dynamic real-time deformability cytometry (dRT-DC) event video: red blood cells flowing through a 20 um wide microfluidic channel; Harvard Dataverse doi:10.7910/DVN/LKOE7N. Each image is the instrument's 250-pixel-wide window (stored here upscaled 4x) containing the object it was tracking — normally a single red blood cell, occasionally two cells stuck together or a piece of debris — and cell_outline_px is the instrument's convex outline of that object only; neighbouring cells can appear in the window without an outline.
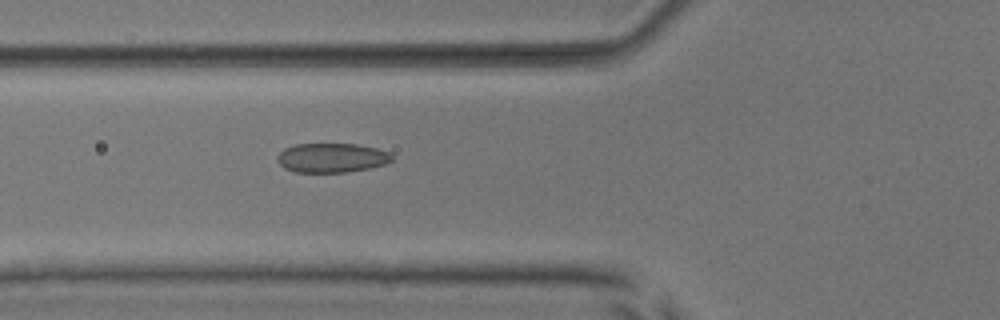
{"species": "common noctule bat (a hibernating species)", "species_latin": "Nyctalus noctula", "temperature_condition": "room temperature", "stored_images_in_passage": 53, "camera_frame_rate_fps": 3000, "um_per_image_px": 0.085, "animal": {"sex": "male", "body_mass_g": 17.9, "forearm_length_mm": 54.2}, "frame": {"image": 1, "passage_image": 20, "time_ms": 6.333, "image_size_px": [1000, 320], "cell_outline_px": [[392, 160], [384, 164], [368, 168], [348, 172], [296, 172], [284, 168], [276, 160], [276, 156], [284, 148], [296, 144], [356, 144], [376, 148], [388, 152], [392, 156]], "centroid_in_image_um": [28.15, 13.41], "position_along_channel_um": 97.6, "area_um2": 19.54}}
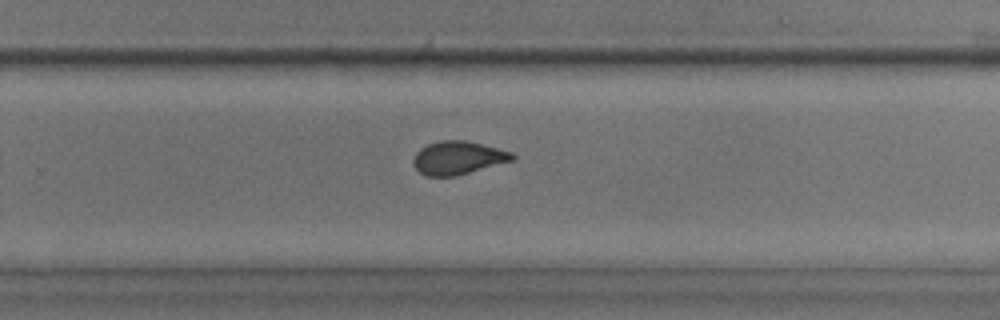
{"frame": {"image": 2, "passage_image": 35, "time_ms": 11.333, "image_size_px": [1000, 320], "cell_outline_px": [[516, 156], [512, 160], [456, 176], [424, 176], [412, 164], [412, 160], [416, 152], [420, 148], [428, 144], [440, 140], [464, 140], [512, 152]], "centroid_in_image_um": [38.87, 13.42], "position_along_channel_um": 290.9, "area_um2": 19.02}}
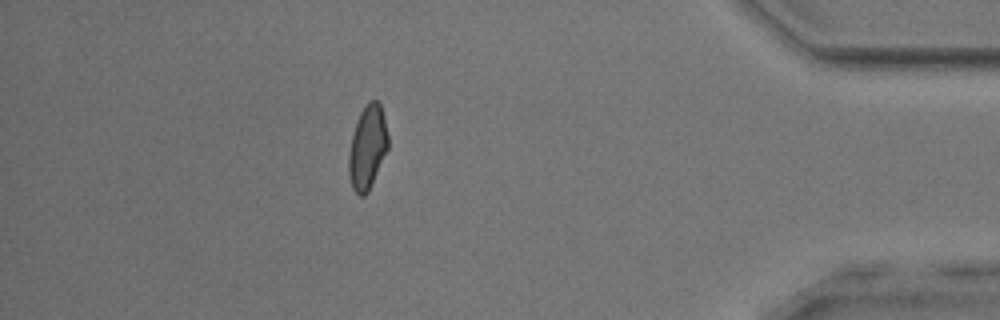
{"frame": {"image": 3, "passage_image": 47, "time_ms": 15.333, "image_size_px": [1000, 320], "cell_outline_px": [[388, 148], [368, 192], [364, 196], [360, 196], [352, 188], [348, 172], [348, 156], [352, 136], [356, 120], [364, 104], [368, 100], [376, 100], [380, 104], [388, 136]], "centroid_in_image_um": [31.21, 12.51], "position_along_channel_um": 404.0, "area_um2": 19.13}, "authors_computed_cell_mechanics": {"area_um2": 19.652, "velocity_mm_per_s": 3.8738, "shape_relaxation_time_tau1_ms": 5.5397, "shape_relaxation_time_tau2_ms": 1.2066, "deformation_change_tau1": 0.1365, "deformation_change_tau2": 0.0523}}